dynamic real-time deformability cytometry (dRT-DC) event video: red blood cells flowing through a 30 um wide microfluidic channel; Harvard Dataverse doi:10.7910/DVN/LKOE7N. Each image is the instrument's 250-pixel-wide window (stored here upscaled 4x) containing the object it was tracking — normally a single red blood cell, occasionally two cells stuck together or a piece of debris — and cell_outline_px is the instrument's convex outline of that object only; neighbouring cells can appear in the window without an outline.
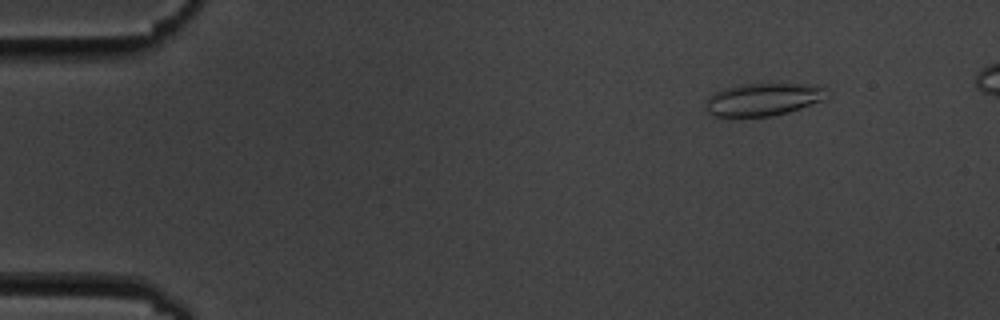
{"species": "common noctule bat (a hibernating species)", "species_latin": "Nyctalus noctula", "temperature_condition": "cold", "stored_images_in_passage": 6, "camera_frame_rate_fps": 3000, "um_per_image_px": 0.085, "animal": {"sex": "male", "body_mass_g": 19.5, "forearm_length_mm": 54.6}, "frame": {"image": 1, "passage_image": 2, "time_ms": 2.0, "image_size_px": [1000, 320], "cell_outline_px": [[832, 92], [824, 100], [788, 112], [772, 116], [712, 116], [708, 112], [708, 96], [716, 92], [728, 88], [744, 84], [800, 84], [824, 88]], "centroid_in_image_um": [64.93, 8.45], "position_along_channel_um": 20.1, "area_um2": 22.6}}